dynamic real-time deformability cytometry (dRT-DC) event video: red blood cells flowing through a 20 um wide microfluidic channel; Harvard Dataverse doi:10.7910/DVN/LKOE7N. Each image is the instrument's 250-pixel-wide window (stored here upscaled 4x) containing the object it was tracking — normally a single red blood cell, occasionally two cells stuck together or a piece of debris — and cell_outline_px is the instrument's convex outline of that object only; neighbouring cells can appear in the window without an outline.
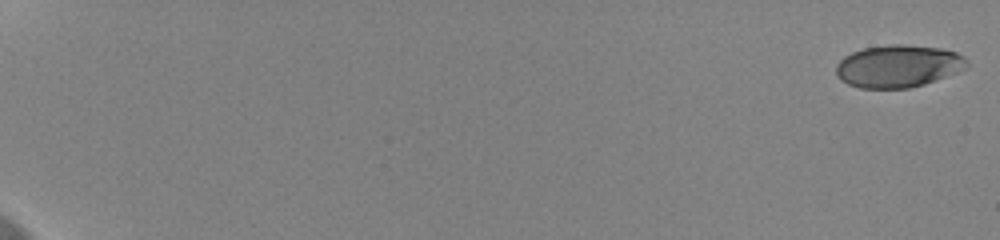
{"species": "human", "species_latin": "Homo sapiens", "temperature_condition": "cold", "stored_images_in_passage": 59, "camera_frame_rate_fps": 3000, "um_per_image_px": 0.085, "donor": {"sex": "female"}, "frame": {"image": 1, "passage_image": 1, "time_ms": 0.0, "image_size_px": [1000, 240], "cell_outline_px": [[968, 68], [924, 84], [908, 88], [860, 88], [848, 84], [840, 80], [836, 72], [836, 64], [844, 56], [852, 52], [864, 48], [888, 44], [904, 44], [940, 48], [956, 52], [964, 56], [968, 60]], "centroid_in_image_um": [76.35, 5.61], "position_along_channel_um": 8.6, "area_um2": 32.48}}
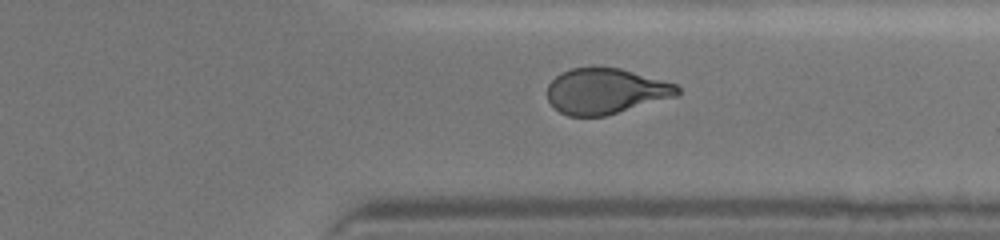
{"frame": {"image": 2, "passage_image": 48, "time_ms": 15.667, "image_size_px": [1000, 240], "cell_outline_px": [[680, 96], [604, 116], [568, 116], [560, 112], [548, 100], [548, 84], [560, 72], [572, 68], [620, 68], [664, 80], [676, 84], [680, 88]], "centroid_in_image_um": [51.52, 7.75], "position_along_channel_um": 359.9, "area_um2": 34.62}}
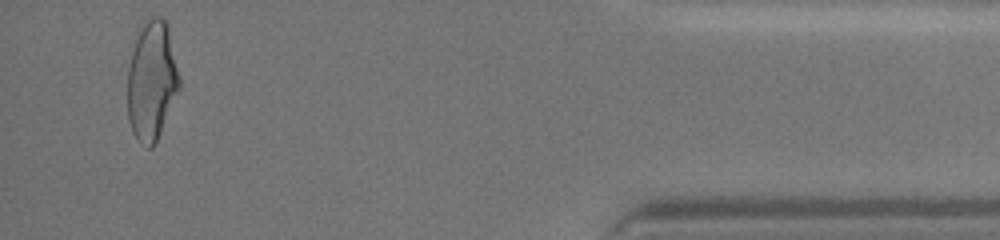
{"frame": {"image": 3, "passage_image": 57, "time_ms": 18.667, "image_size_px": [1000, 240], "cell_outline_px": [[180, 88], [156, 144], [152, 148], [148, 148], [140, 144], [136, 140], [132, 132], [128, 120], [128, 48], [132, 36], [136, 28], [144, 20], [152, 16], [160, 16], [168, 20], [180, 80]], "centroid_in_image_um": [12.86, 6.77], "position_along_channel_um": 422.3, "area_um2": 37.86}, "authors_computed_cell_mechanics": {"area_um2": 35.3158, "velocity_mm_per_s": 3.6588, "shape_relaxation_time_tau1_ms": 4.084, "shape_relaxation_time_tau2_ms": 1.3592, "deformation_change_tau1": 0.1608, "deformation_change_tau2": 0.0799}}